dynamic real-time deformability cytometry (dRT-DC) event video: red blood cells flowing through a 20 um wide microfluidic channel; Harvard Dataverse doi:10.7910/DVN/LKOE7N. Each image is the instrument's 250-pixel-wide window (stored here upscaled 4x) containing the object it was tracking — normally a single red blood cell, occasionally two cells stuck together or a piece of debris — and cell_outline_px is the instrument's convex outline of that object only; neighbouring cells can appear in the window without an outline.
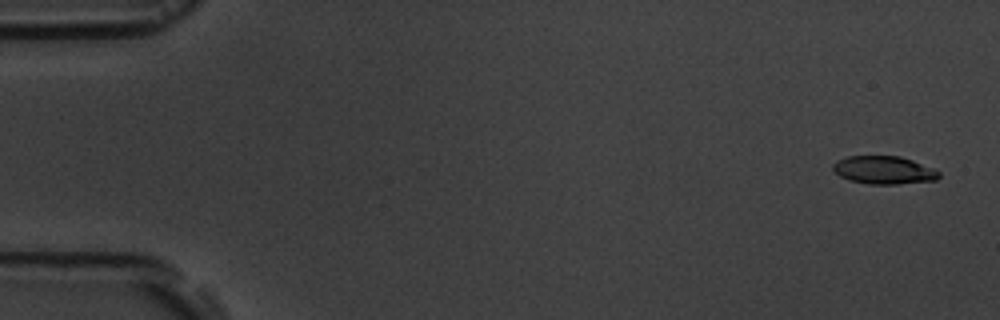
{"species": "common noctule bat (a hibernating species)", "species_latin": "Nyctalus noctula", "temperature_condition": "room temperature", "stored_images_in_passage": 5, "camera_frame_rate_fps": 3000, "um_per_image_px": 0.085, "animal": {"sex": "male", "body_mass_g": 19.5, "forearm_length_mm": 54.6}, "frame": {"image": 1, "passage_image": 1, "time_ms": 0.0, "image_size_px": [1000, 320], "cell_outline_px": [[940, 176], [936, 180], [896, 184], [868, 184], [848, 180], [840, 176], [832, 168], [832, 164], [836, 160], [848, 156], [900, 156], [912, 160], [932, 168], [940, 172]], "centroid_in_image_um": [75.1, 14.46], "position_along_channel_um": 9.9, "area_um2": 17.28}}
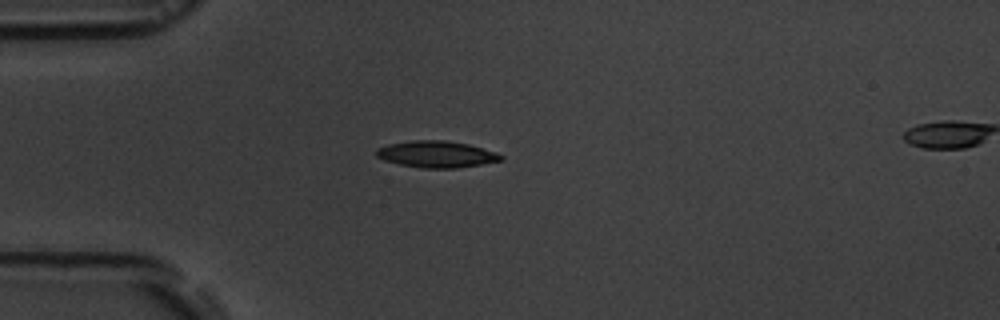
{"frame": {"image": 2, "passage_image": 4, "time_ms": 4.333, "image_size_px": [1000, 320], "cell_outline_px": [[504, 160], [456, 168], [424, 168], [400, 164], [384, 160], [376, 156], [376, 148], [388, 144], [412, 140], [444, 140], [468, 144], [496, 152], [504, 156]], "centroid_in_image_um": [37.1, 13.1], "position_along_channel_um": 47.9, "area_um2": 19.25}}